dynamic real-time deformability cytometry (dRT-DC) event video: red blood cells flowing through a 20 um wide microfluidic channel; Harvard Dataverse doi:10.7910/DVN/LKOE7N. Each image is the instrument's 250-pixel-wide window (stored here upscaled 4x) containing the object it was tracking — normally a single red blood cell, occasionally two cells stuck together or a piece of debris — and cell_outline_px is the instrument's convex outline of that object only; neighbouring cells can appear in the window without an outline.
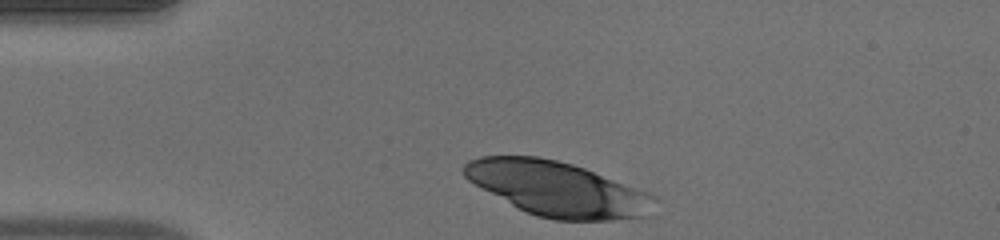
{"species": "human", "species_latin": "Homo sapiens", "temperature_condition": "warm", "stored_images_in_passage": 32, "camera_frame_rate_fps": 3000, "um_per_image_px": 0.085, "donor": {"sex": "male"}, "frame": {"image": 1, "passage_image": 1, "time_ms": 0.0, "image_size_px": [1000, 240], "cell_outline_px": [[656, 196], [648, 216], [612, 220], [556, 220], [536, 216], [512, 204], [468, 180], [464, 176], [464, 164], [468, 160], [480, 156], [540, 156], [572, 164], [584, 168], [648, 192]], "centroid_in_image_um": [47.39, 16.04], "position_along_channel_um": 37.6, "area_um2": 59.88}}